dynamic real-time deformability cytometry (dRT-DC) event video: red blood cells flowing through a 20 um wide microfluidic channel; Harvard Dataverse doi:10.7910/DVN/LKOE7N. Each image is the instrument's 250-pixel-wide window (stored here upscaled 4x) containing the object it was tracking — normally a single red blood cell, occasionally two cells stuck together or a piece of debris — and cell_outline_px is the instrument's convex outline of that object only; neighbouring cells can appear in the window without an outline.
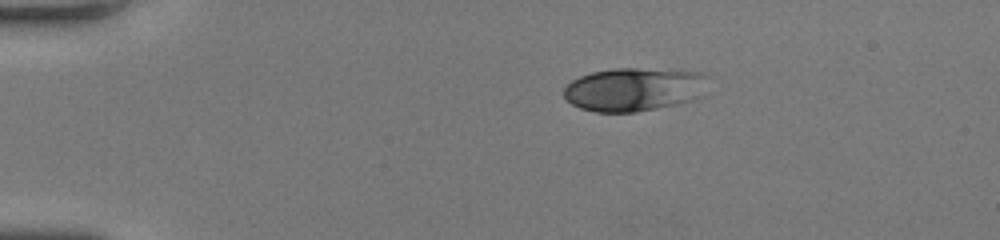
{"species": "human", "species_latin": "Homo sapiens", "temperature_condition": "room temperature", "stored_images_in_passage": 40, "camera_frame_rate_fps": 3000, "um_per_image_px": 0.085, "donor": {"sex": "female"}, "frame": {"image": 1, "passage_image": 1, "time_ms": 0.0, "image_size_px": [1000, 240], "cell_outline_px": [[712, 76], [704, 96], [692, 100], [676, 104], [636, 112], [596, 112], [580, 108], [572, 104], [564, 96], [564, 88], [572, 80], [580, 76], [592, 72], [612, 68], [636, 68], [704, 72]], "centroid_in_image_um": [53.99, 7.58], "position_along_channel_um": 31.0, "area_um2": 37.11}}
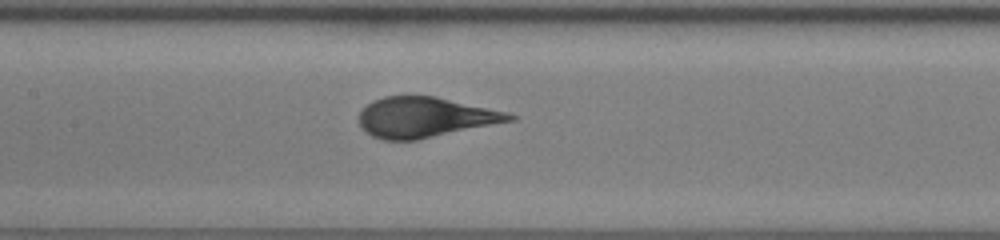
{"frame": {"image": 2, "passage_image": 16, "time_ms": 5.0, "image_size_px": [1000, 240], "cell_outline_px": [[516, 120], [416, 140], [384, 140], [372, 136], [356, 120], [356, 116], [372, 100], [384, 96], [432, 96], [508, 112], [516, 116]], "centroid_in_image_um": [36.1, 9.97], "position_along_channel_um": 171.3, "area_um2": 35.08}}
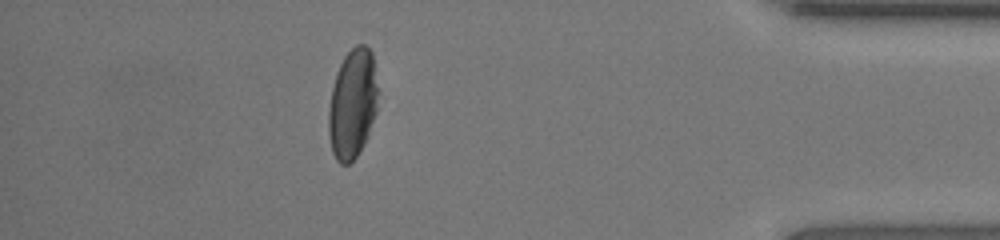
{"frame": {"image": 3, "passage_image": 35, "time_ms": 11.333, "image_size_px": [1000, 240], "cell_outline_px": [[380, 92], [376, 112], [368, 136], [364, 144], [356, 156], [348, 164], [340, 164], [336, 160], [332, 152], [328, 132], [328, 112], [332, 88], [336, 72], [344, 56], [356, 44], [364, 44], [372, 52], [380, 88]], "centroid_in_image_um": [29.99, 8.8], "position_along_channel_um": 405.2, "area_um2": 32.25}}